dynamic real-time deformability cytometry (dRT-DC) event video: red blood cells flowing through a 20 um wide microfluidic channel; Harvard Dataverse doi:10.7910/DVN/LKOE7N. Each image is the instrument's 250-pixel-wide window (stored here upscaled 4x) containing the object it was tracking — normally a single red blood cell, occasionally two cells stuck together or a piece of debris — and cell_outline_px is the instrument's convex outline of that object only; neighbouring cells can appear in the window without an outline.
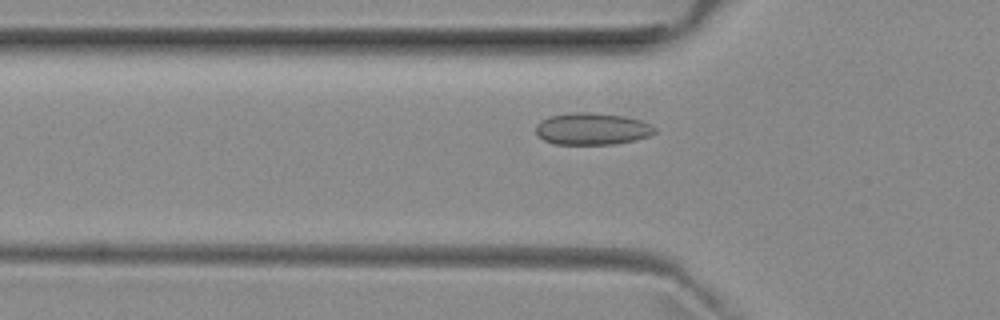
{"species": "common noctule bat (a hibernating species)", "species_latin": "Nyctalus noctula", "temperature_condition": "room temperature", "stored_images_in_passage": 33, "camera_frame_rate_fps": 3000, "um_per_image_px": 0.085, "animal": {"sex": "female", "body_mass_g": 29.2, "forearm_length_mm": 56.3}, "frame": {"image": 1, "passage_image": 4, "time_ms": 1.0, "image_size_px": [1000, 320], "cell_outline_px": [[656, 132], [648, 136], [636, 140], [616, 144], [556, 144], [544, 140], [536, 136], [536, 124], [540, 120], [548, 116], [572, 112], [592, 112], [624, 116], [640, 120], [652, 124], [656, 128]], "centroid_in_image_um": [50.32, 10.95], "position_along_channel_um": 75.5, "area_um2": 22.43}}
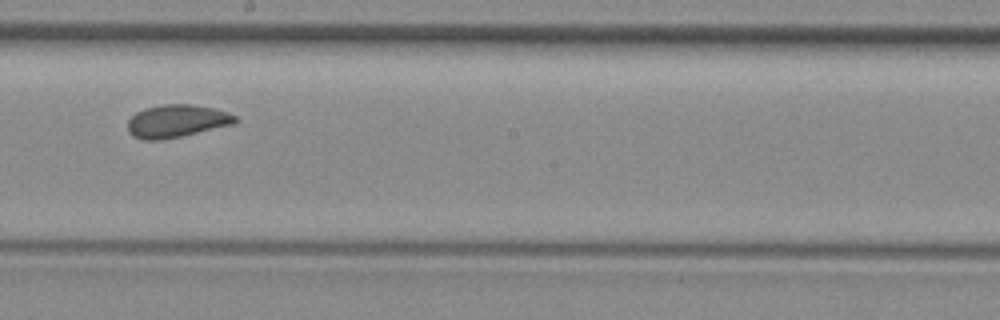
{"frame": {"image": 2, "passage_image": 16, "time_ms": 5.0, "image_size_px": [1000, 320], "cell_outline_px": [[240, 120], [232, 124], [164, 140], [144, 140], [132, 136], [128, 132], [128, 120], [136, 112], [144, 108], [164, 104], [192, 104], [212, 108], [228, 112], [236, 116]], "centroid_in_image_um": [14.99, 10.29], "position_along_channel_um": 233.2, "area_um2": 20.52}}
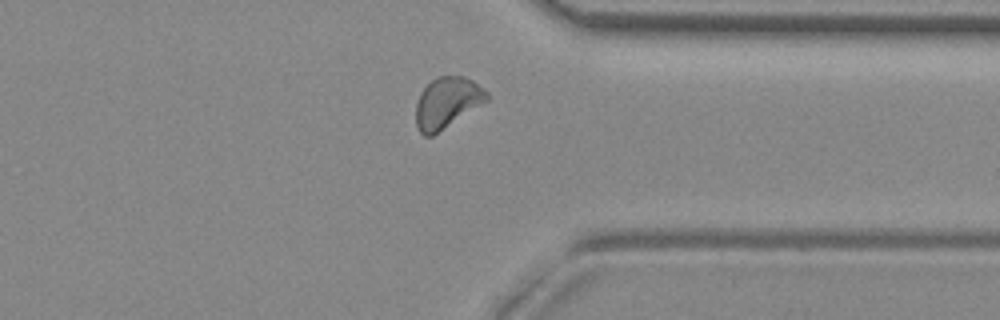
{"frame": {"image": 3, "passage_image": 27, "time_ms": 8.667, "image_size_px": [1000, 320], "cell_outline_px": [[488, 100], [432, 136], [424, 136], [420, 132], [416, 124], [416, 104], [420, 92], [436, 76], [464, 76], [472, 80], [484, 88], [488, 92]], "centroid_in_image_um": [37.99, 8.71], "position_along_channel_um": 373.4, "area_um2": 20.87}}